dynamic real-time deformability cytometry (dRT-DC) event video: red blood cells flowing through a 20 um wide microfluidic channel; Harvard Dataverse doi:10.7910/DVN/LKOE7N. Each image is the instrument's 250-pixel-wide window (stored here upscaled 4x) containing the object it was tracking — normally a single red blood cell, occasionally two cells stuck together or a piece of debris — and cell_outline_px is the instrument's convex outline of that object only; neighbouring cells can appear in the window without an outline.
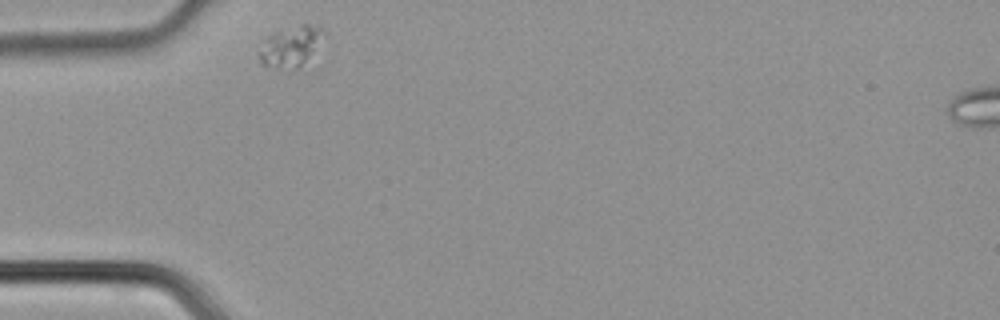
{"species": "common noctule bat (a hibernating species)", "species_latin": "Nyctalus noctula", "temperature_condition": "cold", "stored_images_in_passage": 27, "camera_frame_rate_fps": 3000, "um_per_image_px": 0.085, "animal": {"sex": "male", "body_mass_g": 21.5, "forearm_length_mm": 52.0}, "frame": {"image": 1, "passage_image": 1, "time_ms": 0.0, "image_size_px": [1000, 320], "cell_outline_px": [[324, 36], [304, 64], [296, 68], [276, 68], [260, 64], [256, 52], [268, 36], [272, 32], [304, 24], [308, 24], [324, 28]], "centroid_in_image_um": [24.65, 3.95], "position_along_channel_um": 60.3, "area_um2": 15.2}}
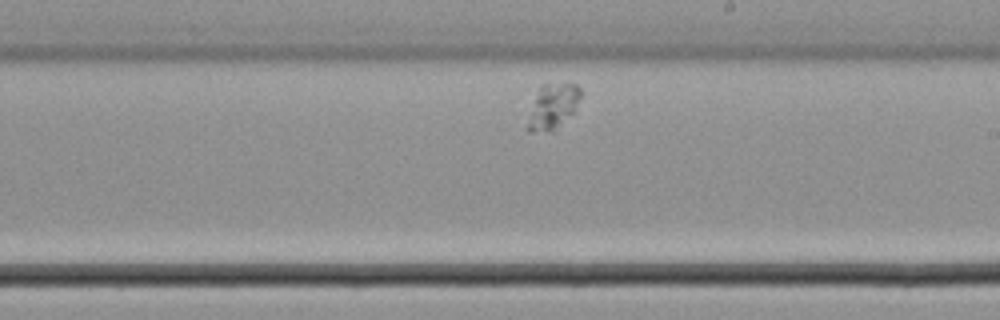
{"frame": {"image": 2, "passage_image": 16, "time_ms": 5.0, "image_size_px": [1000, 320], "cell_outline_px": [[580, 96], [572, 112], [552, 128], [532, 132], [528, 132], [528, 124], [536, 96], [540, 88], [544, 84], [576, 84], [580, 88]], "centroid_in_image_um": [46.99, 8.98], "position_along_channel_um": 242.0, "area_um2": 12.54}}
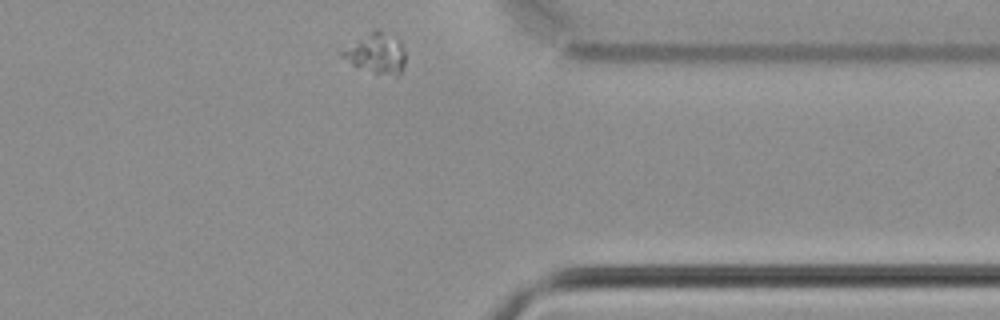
{"frame": {"image": 3, "passage_image": 27, "time_ms": 8.667, "image_size_px": [1000, 320], "cell_outline_px": [[404, 64], [400, 76], [396, 76], [376, 72], [352, 64], [340, 56], [340, 52], [376, 28], [380, 28], [400, 40], [404, 52]], "centroid_in_image_um": [32.03, 4.51], "position_along_channel_um": 379.4, "area_um2": 14.45}}